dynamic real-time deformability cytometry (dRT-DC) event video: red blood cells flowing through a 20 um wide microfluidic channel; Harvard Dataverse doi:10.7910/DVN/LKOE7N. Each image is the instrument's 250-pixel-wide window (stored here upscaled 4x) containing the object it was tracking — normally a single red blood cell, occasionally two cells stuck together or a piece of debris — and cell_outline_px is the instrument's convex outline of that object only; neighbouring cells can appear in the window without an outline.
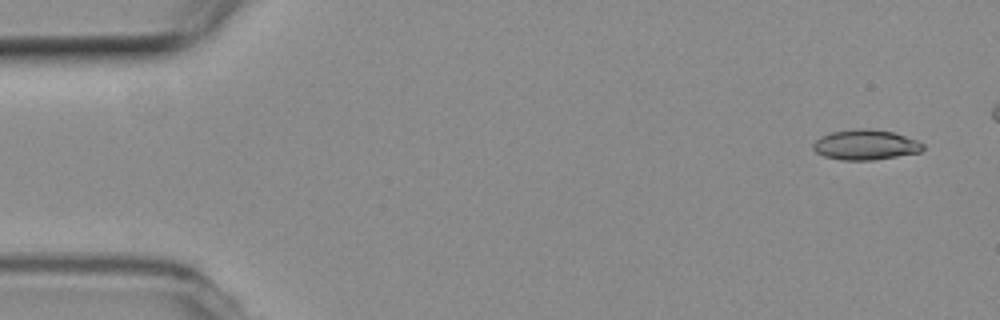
{"species": "common noctule bat (a hibernating species)", "species_latin": "Nyctalus noctula", "temperature_condition": "room temperature", "stored_images_in_passage": 47, "camera_frame_rate_fps": 3000, "um_per_image_px": 0.085, "animal": {"sex": "female", "body_mass_g": 19.3, "forearm_length_mm": 54.1}, "frame": {"image": 1, "passage_image": 2, "time_ms": 0.333, "image_size_px": [1000, 320], "cell_outline_px": [[924, 148], [920, 152], [872, 160], [840, 160], [824, 156], [816, 152], [812, 148], [812, 144], [820, 136], [832, 132], [864, 128], [892, 132], [916, 140], [924, 144]], "centroid_in_image_um": [73.54, 12.32], "position_along_channel_um": 11.5, "area_um2": 19.07}}
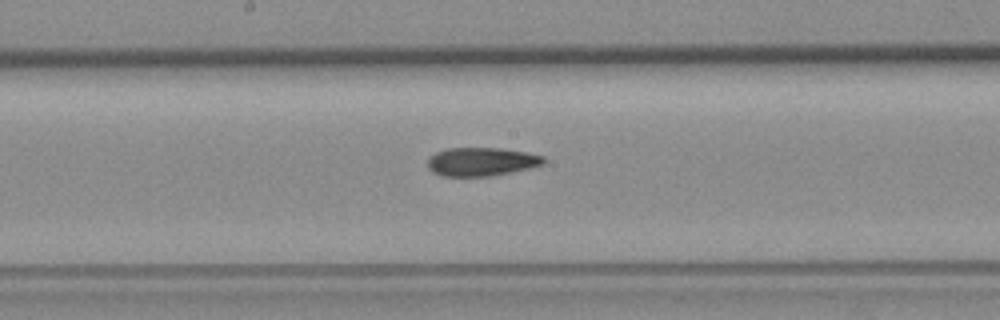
{"frame": {"image": 2, "passage_image": 27, "time_ms": 8.667, "image_size_px": [1000, 320], "cell_outline_px": [[544, 164], [528, 168], [488, 176], [444, 176], [432, 172], [428, 168], [428, 160], [436, 152], [448, 148], [500, 148], [524, 152], [544, 156]], "centroid_in_image_um": [40.89, 13.74], "position_along_channel_um": 207.3, "area_um2": 18.96}}
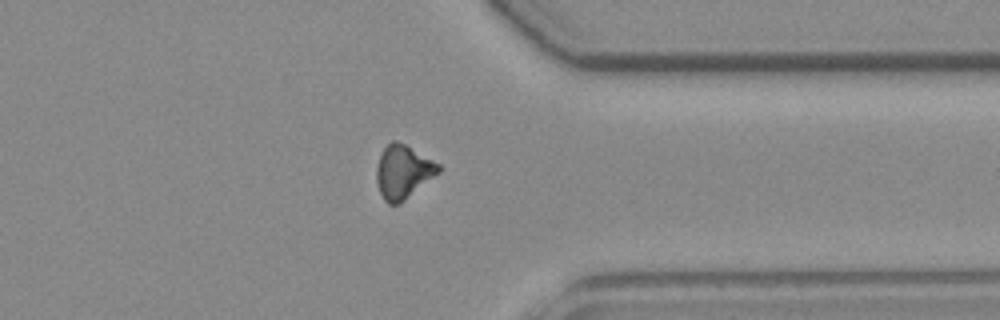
{"frame": {"image": 3, "passage_image": 41, "time_ms": 13.333, "image_size_px": [1000, 320], "cell_outline_px": [[440, 172], [400, 204], [388, 204], [384, 200], [380, 192], [376, 180], [376, 168], [380, 152], [392, 140], [396, 140], [404, 144], [440, 164]], "centroid_in_image_um": [34.24, 14.61], "position_along_channel_um": 377.2, "area_um2": 19.31}}